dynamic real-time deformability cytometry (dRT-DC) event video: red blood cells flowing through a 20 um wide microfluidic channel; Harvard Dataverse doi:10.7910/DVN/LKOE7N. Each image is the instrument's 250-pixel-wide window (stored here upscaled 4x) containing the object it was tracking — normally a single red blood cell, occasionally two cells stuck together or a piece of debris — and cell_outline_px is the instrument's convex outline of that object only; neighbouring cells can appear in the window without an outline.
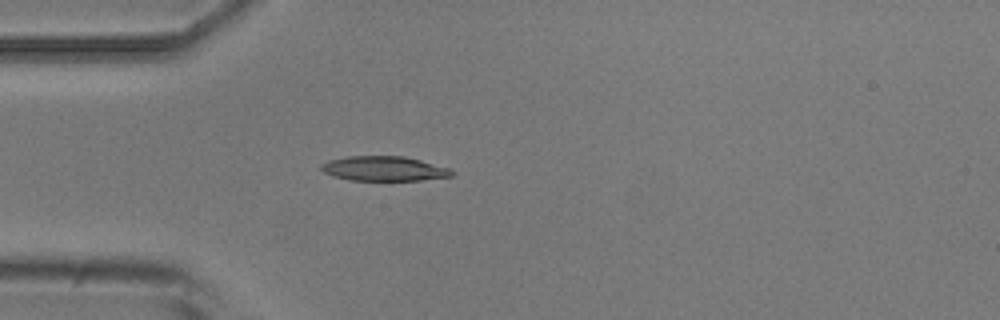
{"species": "common noctule bat (a hibernating species)", "species_latin": "Nyctalus noctula", "temperature_condition": "room temperature", "stored_images_in_passage": 5, "camera_frame_rate_fps": 3000, "um_per_image_px": 0.085, "animal": {"sex": "male", "body_mass_g": 20.5, "forearm_length_mm": 52.5}, "frame": {"image": 1, "passage_image": 5, "time_ms": 4.667, "image_size_px": [1000, 320], "cell_outline_px": [[456, 172], [452, 176], [420, 180], [348, 180], [332, 176], [324, 172], [320, 168], [320, 164], [328, 160], [348, 156], [404, 156], [420, 160], [448, 168]], "centroid_in_image_um": [32.6, 14.33], "position_along_channel_um": 52.4, "area_um2": 18.79}}